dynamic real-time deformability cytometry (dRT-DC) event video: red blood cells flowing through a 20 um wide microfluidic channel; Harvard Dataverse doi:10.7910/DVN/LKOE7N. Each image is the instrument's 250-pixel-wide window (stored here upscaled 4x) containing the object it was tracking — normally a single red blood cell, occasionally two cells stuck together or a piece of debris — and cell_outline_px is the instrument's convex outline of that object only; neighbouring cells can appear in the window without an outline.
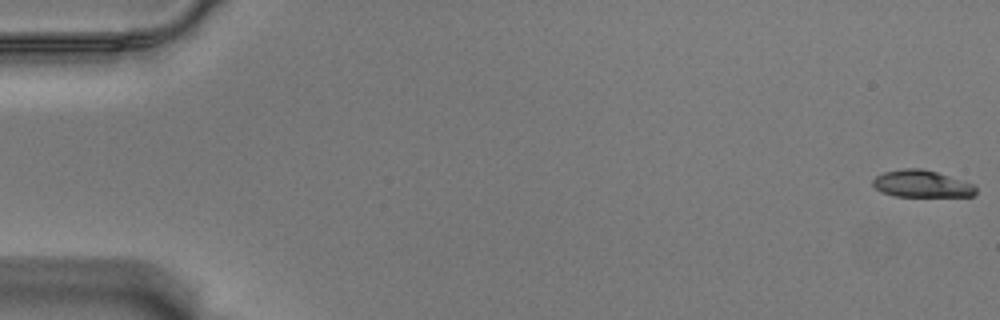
{"species": "Egyptian fruit bat (a non-hibernating species)", "species_latin": "Rousettus aegyptiacus", "temperature_condition": "warm", "stored_images_in_passage": 58, "camera_frame_rate_fps": 3000, "um_per_image_px": 0.085, "animal": {"sex": "male"}, "frame": {"image": 1, "passage_image": 1, "time_ms": 0.0, "image_size_px": [1000, 320], "cell_outline_px": [[976, 192], [972, 196], [896, 196], [880, 192], [872, 184], [872, 180], [876, 176], [884, 172], [900, 168], [920, 168], [936, 172], [976, 184]], "centroid_in_image_um": [78.34, 15.62], "position_along_channel_um": 6.7, "area_um2": 16.3}}
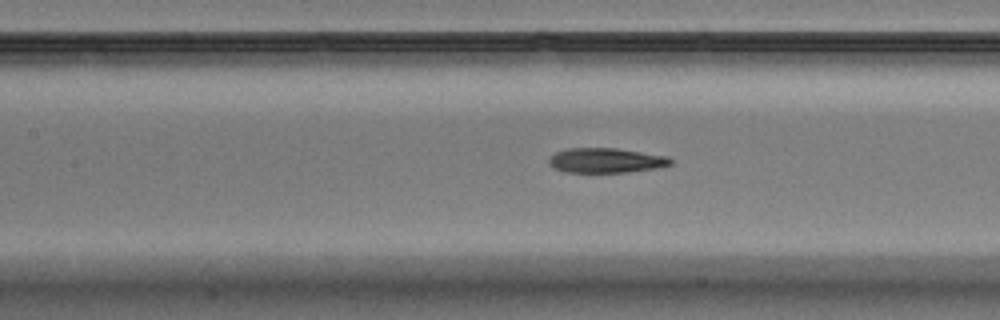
{"frame": {"image": 2, "passage_image": 27, "time_ms": 8.667, "image_size_px": [1000, 320], "cell_outline_px": [[672, 164], [660, 168], [628, 172], [568, 172], [552, 168], [548, 164], [548, 160], [556, 152], [564, 148], [616, 148], [668, 156], [672, 160]], "centroid_in_image_um": [51.51, 13.63], "position_along_channel_um": 155.9, "area_um2": 17.74}}
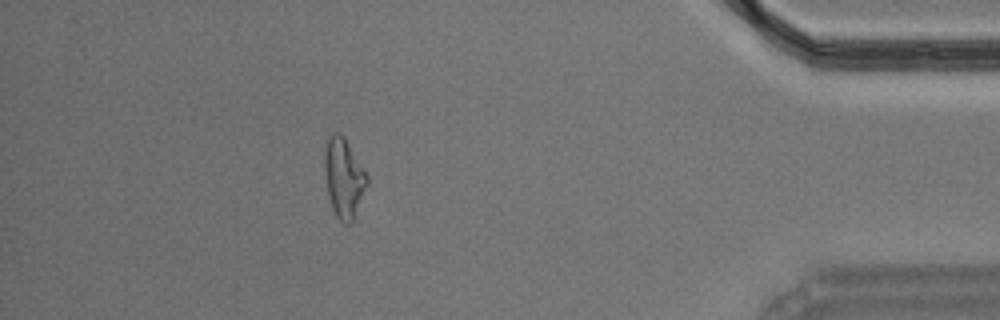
{"frame": {"image": 3, "passage_image": 52, "time_ms": 17.0, "image_size_px": [1000, 320], "cell_outline_px": [[368, 184], [352, 220], [348, 224], [344, 224], [336, 216], [332, 208], [328, 196], [324, 176], [324, 144], [328, 136], [332, 132], [340, 132], [344, 136], [368, 176]], "centroid_in_image_um": [29.18, 15.06], "position_along_channel_um": 406.0, "area_um2": 19.83}, "authors_computed_cell_mechanics": {"area_um2": 18.1492, "velocity_mm_per_s": 3.5365, "shape_relaxation_time_tau1_ms": 6.995, "shape_relaxation_time_tau2_ms": 2.8477, "deformation_change_tau1": 0.204, "deformation_change_tau2": 0.1066}}